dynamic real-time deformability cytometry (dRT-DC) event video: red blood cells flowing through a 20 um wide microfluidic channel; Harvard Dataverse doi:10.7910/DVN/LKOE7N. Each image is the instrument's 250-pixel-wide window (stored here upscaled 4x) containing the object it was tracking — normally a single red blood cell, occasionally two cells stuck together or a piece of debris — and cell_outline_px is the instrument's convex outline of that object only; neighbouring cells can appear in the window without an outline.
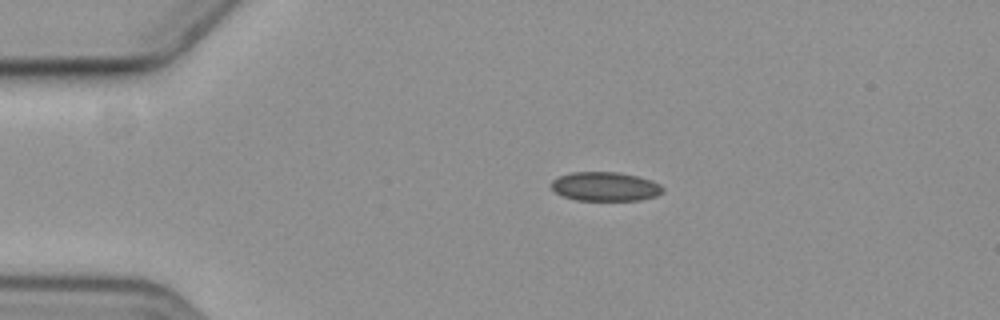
{"species": "common noctule bat (a hibernating species)", "species_latin": "Nyctalus noctula", "temperature_condition": "cold", "stored_images_in_passage": 6, "camera_frame_rate_fps": 3000, "um_per_image_px": 0.085, "animal": {"sex": "female", "body_mass_g": 19.3, "forearm_length_mm": 54.1}, "frame": {"image": 1, "passage_image": 6, "time_ms": 7.0, "image_size_px": [1000, 320], "cell_outline_px": [[664, 192], [656, 196], [640, 200], [576, 200], [564, 196], [556, 192], [552, 188], [552, 180], [560, 176], [572, 172], [616, 172], [636, 176], [652, 180], [660, 184], [664, 188]], "centroid_in_image_um": [51.48, 15.85], "position_along_channel_um": 33.5, "area_um2": 18.79}}